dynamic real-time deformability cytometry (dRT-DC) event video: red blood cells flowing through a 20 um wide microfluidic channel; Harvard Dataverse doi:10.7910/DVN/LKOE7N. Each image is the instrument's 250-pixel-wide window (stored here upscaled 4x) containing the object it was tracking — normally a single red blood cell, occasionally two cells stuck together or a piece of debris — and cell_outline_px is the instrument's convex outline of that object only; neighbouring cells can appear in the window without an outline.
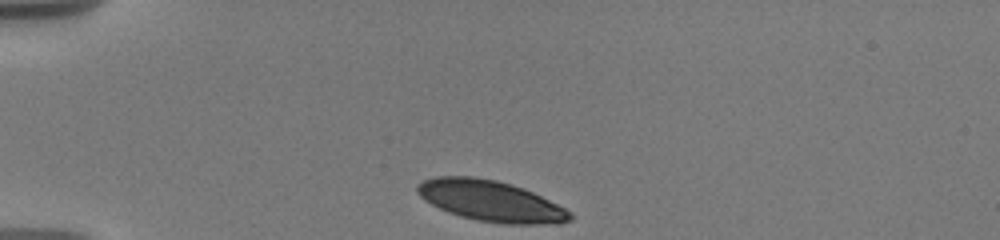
{"species": "human", "species_latin": "Homo sapiens", "temperature_condition": "warm", "stored_images_in_passage": 7, "camera_frame_rate_fps": 3000, "um_per_image_px": 0.085, "donor": {"sex": "male"}, "frame": {"image": 1, "passage_image": 1, "time_ms": 0.0, "image_size_px": [1000, 240], "cell_outline_px": [[572, 220], [560, 224], [504, 224], [476, 220], [460, 216], [448, 212], [424, 200], [416, 192], [416, 184], [424, 180], [436, 176], [472, 176], [496, 180], [512, 184], [524, 188], [572, 212]], "centroid_in_image_um": [41.7, 17.08], "position_along_channel_um": 43.3, "area_um2": 36.47}}
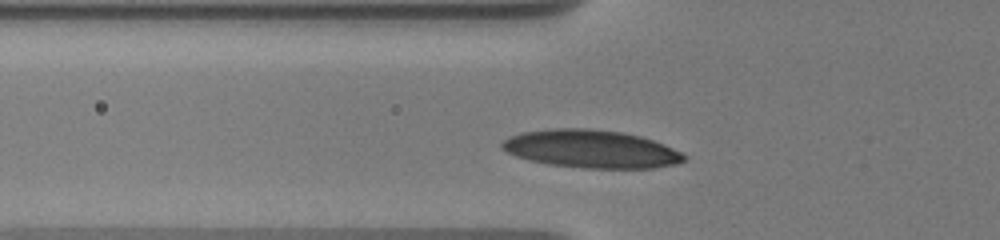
{"frame": {"image": 2, "passage_image": 6, "time_ms": 2.0, "image_size_px": [1000, 240], "cell_outline_px": [[688, 156], [684, 160], [672, 164], [656, 168], [584, 168], [548, 164], [528, 160], [516, 156], [500, 148], [500, 144], [508, 136], [524, 132], [556, 128], [588, 128], [620, 132], [640, 136], [652, 140], [672, 148]], "centroid_in_image_um": [50.2, 12.66], "position_along_channel_um": 75.6, "area_um2": 40.06}}